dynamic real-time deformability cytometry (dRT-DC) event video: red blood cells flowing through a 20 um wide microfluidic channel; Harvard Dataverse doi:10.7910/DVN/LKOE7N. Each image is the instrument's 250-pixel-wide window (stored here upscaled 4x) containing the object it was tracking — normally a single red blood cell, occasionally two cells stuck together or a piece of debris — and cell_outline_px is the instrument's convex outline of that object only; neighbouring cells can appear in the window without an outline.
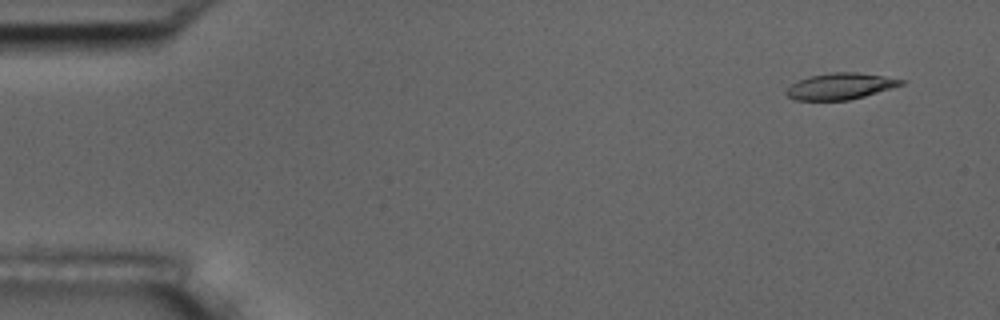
{"species": "common noctule bat (a hibernating species)", "species_latin": "Nyctalus noctula", "temperature_condition": "room temperature", "stored_images_in_passage": 4, "camera_frame_rate_fps": 3000, "um_per_image_px": 0.085, "animal": {"sex": "male", "body_mass_g": 17.5, "forearm_length_mm": 52.3}, "frame": {"image": 1, "passage_image": 2, "time_ms": 1.0, "image_size_px": [1000, 320], "cell_outline_px": [[908, 80], [904, 84], [892, 88], [864, 96], [848, 100], [792, 100], [784, 92], [792, 84], [808, 76], [832, 72], [856, 72], [884, 76]], "centroid_in_image_um": [71.45, 7.32], "position_along_channel_um": 13.6, "area_um2": 17.63}}